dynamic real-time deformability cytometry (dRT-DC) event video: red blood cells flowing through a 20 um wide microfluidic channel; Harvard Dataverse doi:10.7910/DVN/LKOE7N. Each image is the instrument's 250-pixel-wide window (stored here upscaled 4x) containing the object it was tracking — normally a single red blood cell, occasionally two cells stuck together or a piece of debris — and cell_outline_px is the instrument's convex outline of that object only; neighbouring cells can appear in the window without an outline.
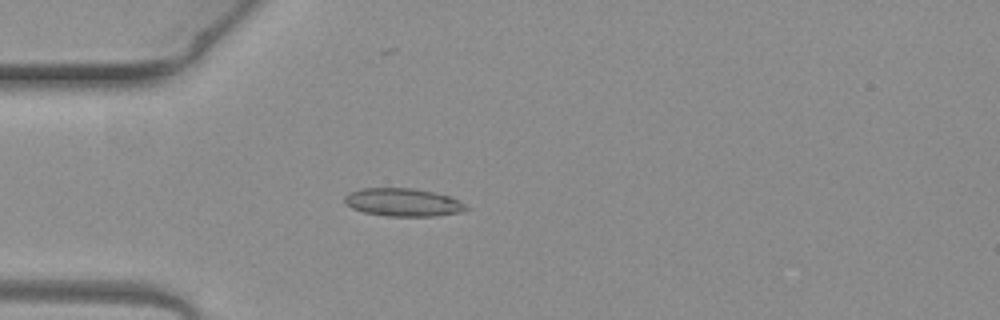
{"species": "common noctule bat (a hibernating species)", "species_latin": "Nyctalus noctula", "temperature_condition": "warm", "stored_images_in_passage": 4, "camera_frame_rate_fps": 3000, "um_per_image_px": 0.085, "animal": {"sex": "female", "body_mass_g": 19.3, "forearm_length_mm": 54.1}, "frame": {"image": 1, "passage_image": 4, "time_ms": 1.0, "image_size_px": [1000, 320], "cell_outline_px": [[472, 208], [460, 212], [436, 216], [388, 216], [364, 212], [352, 208], [344, 204], [344, 196], [348, 192], [360, 188], [412, 188], [432, 192], [448, 196]], "centroid_in_image_um": [34.21, 17.2], "position_along_channel_um": 50.8, "area_um2": 19.83}}